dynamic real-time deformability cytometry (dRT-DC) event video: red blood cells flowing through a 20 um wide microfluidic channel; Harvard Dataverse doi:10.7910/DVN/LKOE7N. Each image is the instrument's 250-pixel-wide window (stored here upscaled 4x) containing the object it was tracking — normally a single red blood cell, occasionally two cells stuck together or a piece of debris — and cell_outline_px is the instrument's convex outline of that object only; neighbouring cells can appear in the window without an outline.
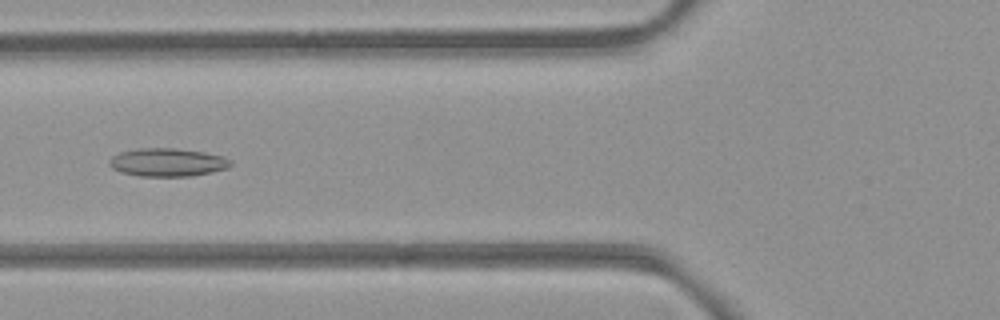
{"species": "common noctule bat (a hibernating species)", "species_latin": "Nyctalus noctula", "temperature_condition": "room temperature", "stored_images_in_passage": 44, "camera_frame_rate_fps": 3000, "um_per_image_px": 0.085, "animal": {"sex": "female", "body_mass_g": 21.9}, "frame": {"image": 1, "passage_image": 11, "time_ms": 3.333, "image_size_px": [1000, 320], "cell_outline_px": [[232, 164], [228, 168], [212, 172], [192, 176], [140, 176], [120, 172], [112, 168], [108, 164], [108, 160], [112, 156], [120, 152], [136, 148], [176, 148], [204, 152], [224, 156], [232, 160]], "centroid_in_image_um": [14.24, 13.79], "position_along_channel_um": 111.6, "area_um2": 20.17}}
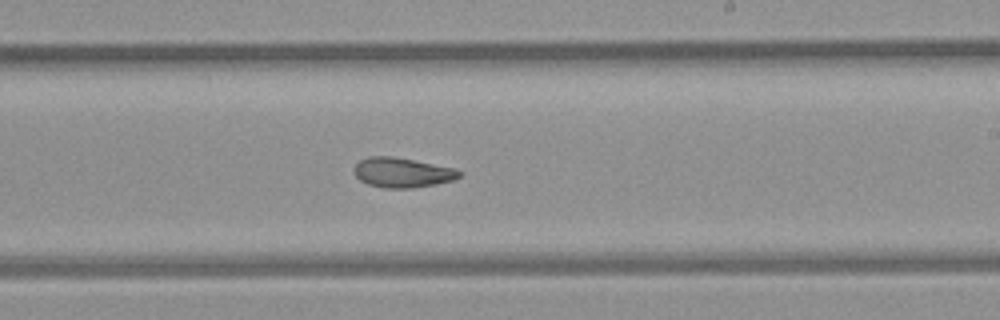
{"frame": {"image": 2, "passage_image": 22, "time_ms": 7.0, "image_size_px": [1000, 320], "cell_outline_px": [[464, 172], [460, 176], [452, 180], [436, 184], [412, 188], [384, 188], [368, 184], [360, 180], [352, 172], [352, 168], [360, 160], [368, 156], [392, 156], [456, 168]], "centroid_in_image_um": [34.18, 14.66], "position_along_channel_um": 254.8, "area_um2": 18.44}}
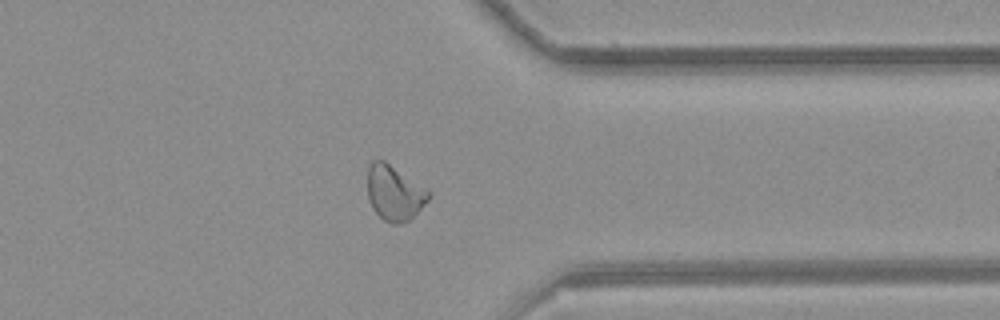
{"frame": {"image": 3, "passage_image": 32, "time_ms": 10.333, "image_size_px": [1000, 320], "cell_outline_px": [[432, 196], [408, 220], [400, 224], [392, 224], [384, 220], [372, 208], [368, 200], [368, 164], [372, 160], [384, 160], [432, 192]], "centroid_in_image_um": [33.51, 16.39], "position_along_channel_um": 377.9, "area_um2": 19.54}, "authors_computed_cell_mechanics": {"area_um2": 19.6809, "velocity_mm_per_s": 3.9007, "shape_relaxation_time_tau1_ms": null, "shape_relaxation_time_tau2_ms": 4.3472, "deformation_change_tau1": null, "deformation_change_tau2": 0.113}}